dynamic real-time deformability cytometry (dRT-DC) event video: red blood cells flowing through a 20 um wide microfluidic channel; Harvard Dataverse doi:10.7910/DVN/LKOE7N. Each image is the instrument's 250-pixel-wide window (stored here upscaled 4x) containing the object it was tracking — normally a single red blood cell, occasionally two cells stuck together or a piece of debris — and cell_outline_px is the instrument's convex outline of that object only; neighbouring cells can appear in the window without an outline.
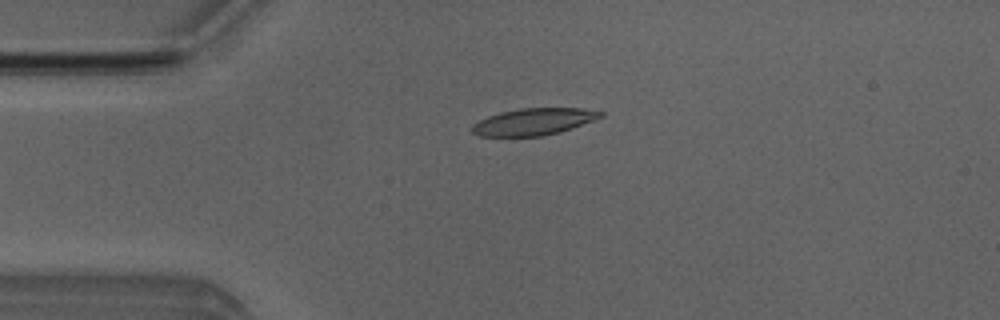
{"species": "Egyptian fruit bat (a non-hibernating species)", "species_latin": "Rousettus aegyptiacus", "temperature_condition": "room temperature", "stored_images_in_passage": 40, "camera_frame_rate_fps": 3000, "um_per_image_px": 0.085, "animal": {"sex": "male"}, "frame": {"image": 1, "passage_image": 1, "time_ms": 0.0, "image_size_px": [1000, 320], "cell_outline_px": [[604, 116], [572, 128], [560, 132], [540, 136], [480, 136], [472, 132], [472, 124], [488, 116], [500, 112], [520, 108], [580, 108], [604, 112]], "centroid_in_image_um": [45.36, 10.34], "position_along_channel_um": 39.6, "area_um2": 20.0}}
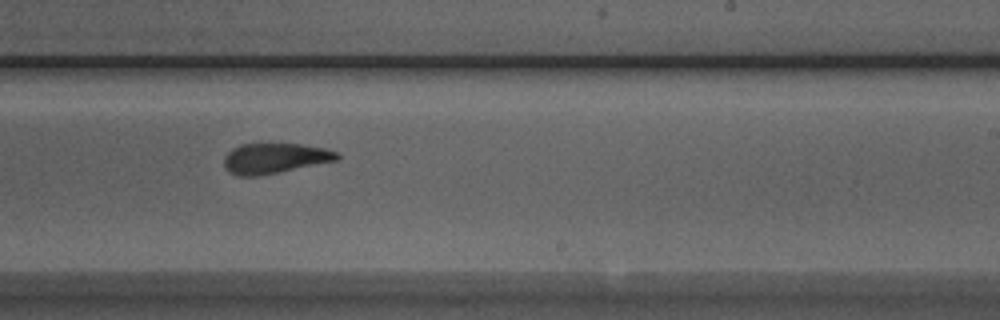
{"frame": {"image": 2, "passage_image": 20, "time_ms": 6.333, "image_size_px": [1000, 320], "cell_outline_px": [[340, 156], [336, 160], [260, 176], [236, 176], [228, 172], [224, 168], [224, 156], [232, 148], [240, 144], [300, 144], [324, 148], [336, 152]], "centroid_in_image_um": [23.28, 13.46], "position_along_channel_um": 265.7, "area_um2": 19.88}}
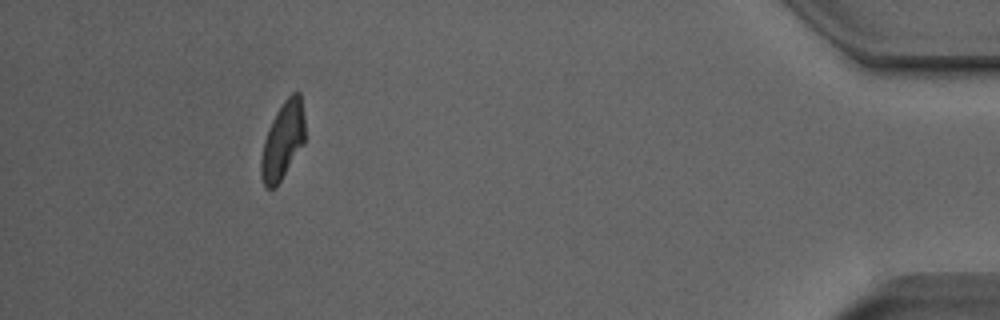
{"frame": {"image": 3, "passage_image": 36, "time_ms": 11.667, "image_size_px": [1000, 320], "cell_outline_px": [[304, 144], [276, 188], [268, 188], [264, 184], [260, 176], [260, 160], [264, 140], [268, 128], [276, 112], [284, 100], [292, 92], [300, 92], [304, 116]], "centroid_in_image_um": [24.03, 11.96], "position_along_channel_um": 411.2, "area_um2": 19.88}, "authors_computed_cell_mechanics": {"area_um2": 20.519, "velocity_mm_per_s": 3.9693, "shape_relaxation_time_tau1_ms": 6.2518, "shape_relaxation_time_tau2_ms": 2.1845, "deformation_change_tau1": 0.1969, "deformation_change_tau2": 0.1077}}